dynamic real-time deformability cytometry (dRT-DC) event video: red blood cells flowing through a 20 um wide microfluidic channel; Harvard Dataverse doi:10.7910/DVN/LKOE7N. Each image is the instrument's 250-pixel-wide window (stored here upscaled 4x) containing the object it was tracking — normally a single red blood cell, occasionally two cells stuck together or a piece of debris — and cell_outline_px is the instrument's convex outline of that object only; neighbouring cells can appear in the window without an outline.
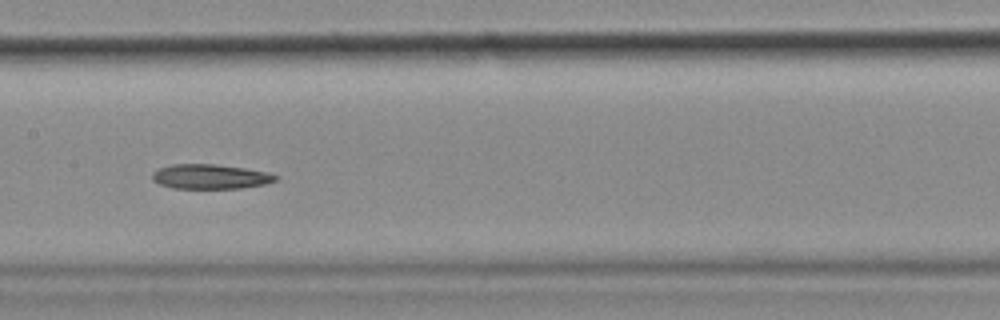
{"species": "common noctule bat (a hibernating species)", "species_latin": "Nyctalus noctula", "temperature_condition": "cold", "stored_images_in_passage": 36, "camera_frame_rate_fps": 3000, "um_per_image_px": 0.085, "animal": {"sex": "female", "body_mass_g": 18.4}, "frame": {"image": 1, "passage_image": 11, "time_ms": 3.333, "image_size_px": [1000, 320], "cell_outline_px": [[280, 180], [264, 184], [240, 188], [172, 188], [160, 184], [152, 180], [152, 172], [160, 168], [172, 164], [216, 164], [244, 168], [268, 172], [280, 176]], "centroid_in_image_um": [17.91, 15.01], "position_along_channel_um": 189.5, "area_um2": 17.8}}